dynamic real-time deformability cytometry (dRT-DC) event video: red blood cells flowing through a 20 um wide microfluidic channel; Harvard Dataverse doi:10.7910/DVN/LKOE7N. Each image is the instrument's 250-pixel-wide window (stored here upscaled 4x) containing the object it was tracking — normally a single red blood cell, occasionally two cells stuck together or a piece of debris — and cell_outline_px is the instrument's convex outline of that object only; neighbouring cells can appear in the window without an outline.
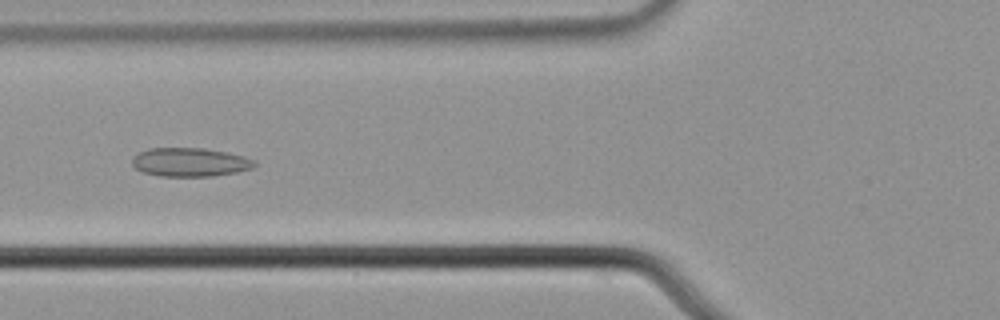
{"species": "common noctule bat (a hibernating species)", "species_latin": "Nyctalus noctula", "temperature_condition": "cold", "stored_images_in_passage": 8, "camera_frame_rate_fps": 3000, "um_per_image_px": 0.085, "animal": {"sex": "male", "body_mass_g": 21.5, "forearm_length_mm": 52.0}, "frame": {"image": 1, "passage_image": 6, "time_ms": 1.667, "image_size_px": [1000, 320], "cell_outline_px": [[256, 164], [252, 168], [236, 172], [212, 176], [160, 176], [144, 172], [136, 168], [132, 164], [132, 156], [148, 148], [204, 148], [244, 156], [256, 160]], "centroid_in_image_um": [16.14, 13.78], "position_along_channel_um": 109.7, "area_um2": 20.4}}
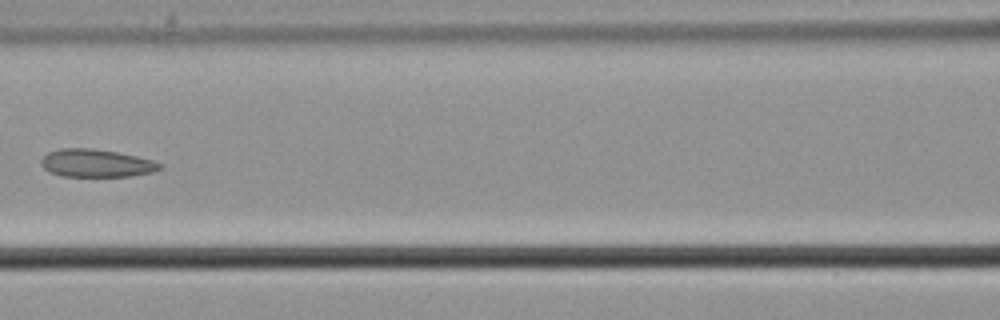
{"frame": {"image": 2, "passage_image": 7, "time_ms": 2.0, "image_size_px": [1000, 320], "cell_outline_px": [[164, 168], [152, 172], [132, 176], [60, 176], [48, 172], [40, 164], [40, 160], [48, 152], [60, 148], [92, 148], [116, 152], [136, 156], [152, 160], [164, 164]], "centroid_in_image_um": [8.18, 13.87], "position_along_channel_um": 158.4, "area_um2": 19.42}}
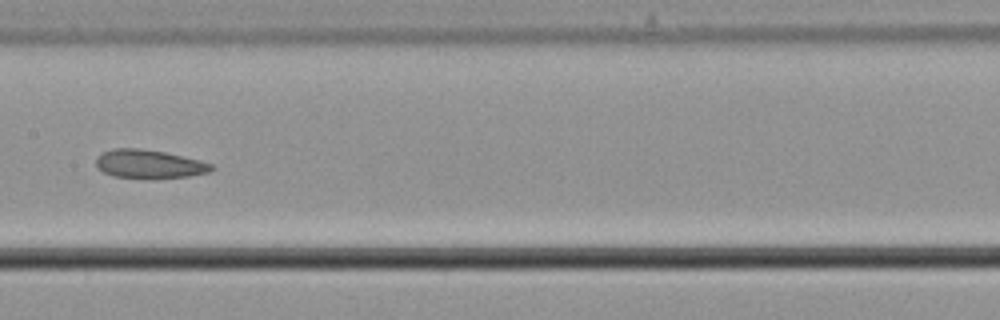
{"frame": {"image": 3, "passage_image": 8, "time_ms": 2.333, "image_size_px": [1000, 320], "cell_outline_px": [[216, 168], [208, 172], [188, 176], [112, 176], [96, 168], [96, 156], [100, 152], [112, 148], [140, 148], [164, 152], [200, 160], [212, 164]], "centroid_in_image_um": [12.62, 13.89], "position_along_channel_um": 194.8, "area_um2": 18.67}}